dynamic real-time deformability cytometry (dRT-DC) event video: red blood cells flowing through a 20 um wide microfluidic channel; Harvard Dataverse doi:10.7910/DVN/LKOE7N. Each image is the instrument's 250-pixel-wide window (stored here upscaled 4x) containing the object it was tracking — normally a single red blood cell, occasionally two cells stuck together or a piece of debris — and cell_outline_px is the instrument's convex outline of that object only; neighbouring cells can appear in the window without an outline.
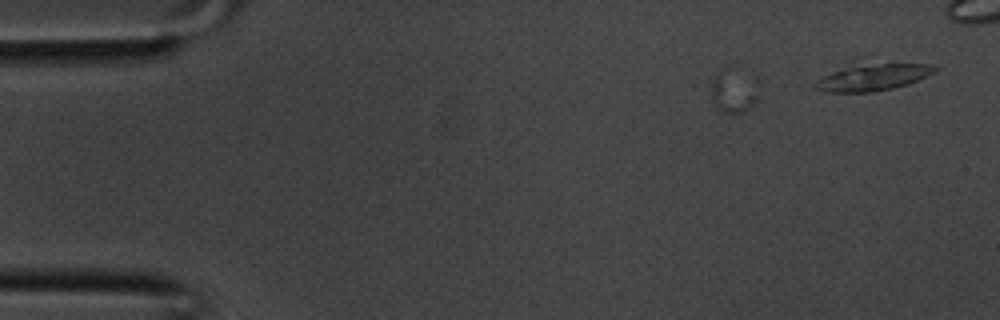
{"species": "common noctule bat (a hibernating species)", "species_latin": "Nyctalus noctula", "temperature_condition": "room temperature", "stored_images_in_passage": 4, "segment_of_instrument_passage": [2, 2], "camera_frame_rate_fps": 3000, "um_per_image_px": 0.085, "animal": {"sex": "male", "body_mass_g": 20.1, "forearm_length_mm": 53.5}, "frame": {"image": 1, "passage_image": 4, "time_ms": 1.0, "image_size_px": [1000, 320], "cell_outline_px": [[940, 68], [936, 72], [908, 84], [892, 88], [872, 92], [824, 92], [816, 88], [812, 84], [816, 80], [832, 72], [844, 68], [880, 64], [936, 64]], "centroid_in_image_um": [74.25, 6.59], "position_along_channel_um": 10.8, "area_um2": 18.15}}